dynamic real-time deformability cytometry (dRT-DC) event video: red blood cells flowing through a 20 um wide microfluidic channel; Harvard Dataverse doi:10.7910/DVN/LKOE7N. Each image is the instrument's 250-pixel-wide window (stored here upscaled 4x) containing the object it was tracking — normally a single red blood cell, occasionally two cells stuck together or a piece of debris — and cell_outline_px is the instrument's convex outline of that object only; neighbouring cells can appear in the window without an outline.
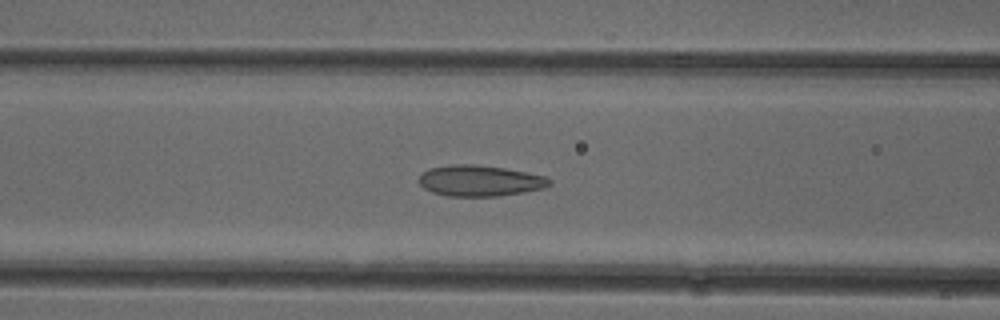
{"species": "common noctule bat (a hibernating species)", "species_latin": "Nyctalus noctula", "temperature_condition": "cold", "stored_images_in_passage": 52, "camera_frame_rate_fps": 3000, "um_per_image_px": 0.085, "animal": {"sex": "female"}, "frame": {"image": 1, "passage_image": 21, "time_ms": 6.667, "image_size_px": [1000, 320], "cell_outline_px": [[552, 184], [544, 188], [524, 192], [496, 196], [448, 196], [432, 192], [424, 188], [420, 184], [420, 172], [428, 168], [452, 164], [476, 164], [504, 168], [544, 176], [552, 180]], "centroid_in_image_um": [40.77, 15.36], "position_along_channel_um": 125.8, "area_um2": 23.58}}
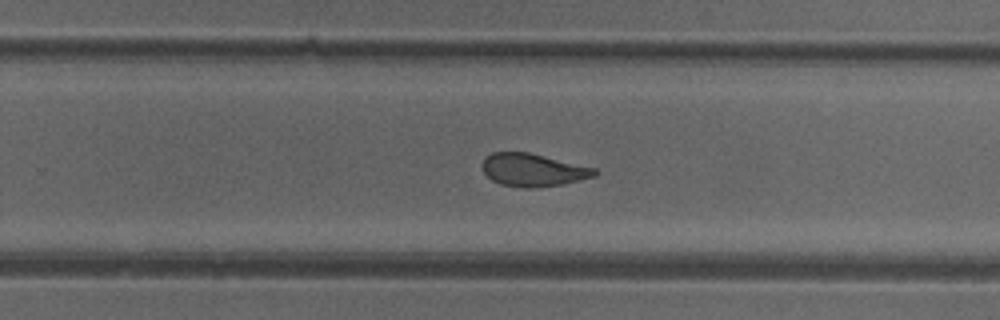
{"frame": {"image": 2, "passage_image": 33, "time_ms": 10.667, "image_size_px": [1000, 320], "cell_outline_px": [[600, 172], [596, 176], [564, 184], [536, 188], [524, 188], [500, 184], [492, 180], [484, 172], [480, 164], [484, 156], [492, 152], [528, 152], [596, 168]], "centroid_in_image_um": [45.3, 14.45], "position_along_channel_um": 284.5, "area_um2": 21.79}}
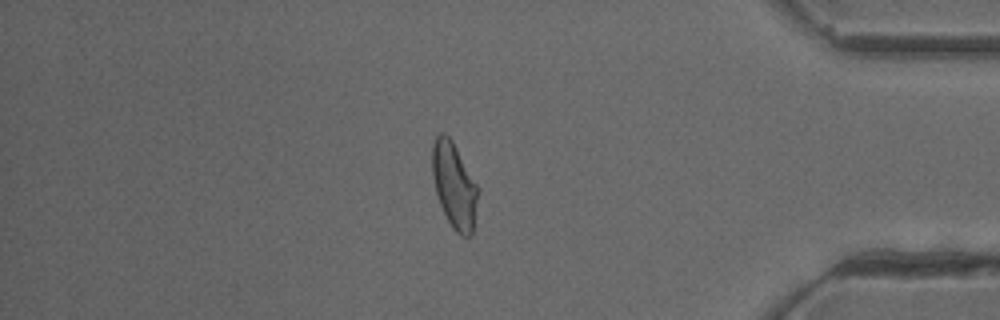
{"frame": {"image": 3, "passage_image": 44, "time_ms": 14.333, "image_size_px": [1000, 320], "cell_outline_px": [[480, 188], [472, 232], [468, 236], [460, 236], [452, 228], [440, 204], [436, 192], [432, 176], [432, 144], [436, 136], [440, 132], [444, 132], [452, 140]], "centroid_in_image_um": [38.61, 15.73], "position_along_channel_um": 396.6, "area_um2": 22.95}, "authors_computed_cell_mechanics": {"area_um2": 23.4957, "velocity_mm_per_s": 3.9741, "shape_relaxation_time_tau1_ms": 6.3409, "shape_relaxation_time_tau2_ms": 1.3472, "deformation_change_tau1": 0.1534, "deformation_change_tau2": 0.0964}}